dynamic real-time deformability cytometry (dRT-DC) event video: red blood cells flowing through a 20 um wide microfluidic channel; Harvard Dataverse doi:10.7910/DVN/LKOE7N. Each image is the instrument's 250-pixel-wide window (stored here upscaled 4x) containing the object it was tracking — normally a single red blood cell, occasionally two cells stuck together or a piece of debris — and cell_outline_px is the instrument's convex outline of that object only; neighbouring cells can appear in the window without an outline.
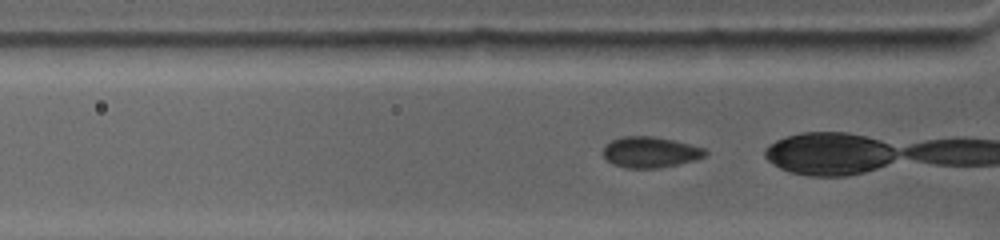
{"species": "common noctule bat (a hibernating species)", "species_latin": "Nyctalus noctula", "temperature_condition": "warm", "stored_images_in_passage": 56, "camera_frame_rate_fps": 4500, "um_per_image_px": 0.085, "animal": {"sex": "female", "body_mass_g": 19.0, "forearm_length_mm": 53.3}, "frame": {"image": 1, "passage_image": 5, "time_ms": 0.667, "image_size_px": [1000, 240], "cell_outline_px": [[708, 152], [704, 156], [696, 160], [660, 168], [624, 168], [608, 160], [604, 156], [604, 148], [612, 140], [624, 136], [652, 136], [676, 140], [704, 148]], "centroid_in_image_um": [55.32, 12.93], "position_along_channel_um": 70.5, "area_um2": 18.26}}
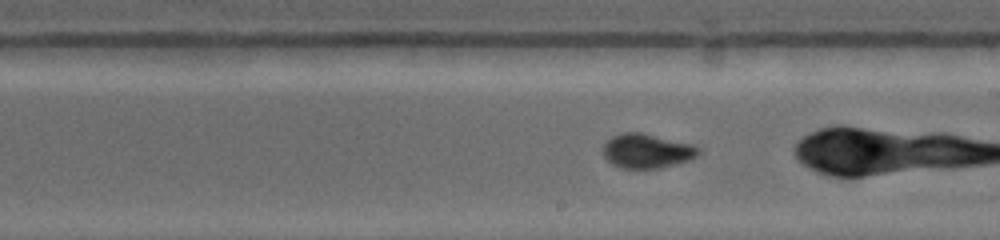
{"frame": {"image": 2, "passage_image": 32, "time_ms": 5.111, "image_size_px": [1000, 240], "cell_outline_px": [[700, 152], [696, 156], [688, 160], [660, 168], [620, 168], [612, 164], [604, 156], [604, 144], [612, 136], [624, 132], [640, 132], [692, 144], [700, 148]], "centroid_in_image_um": [54.98, 12.83], "position_along_channel_um": 234.0, "area_um2": 18.9}}
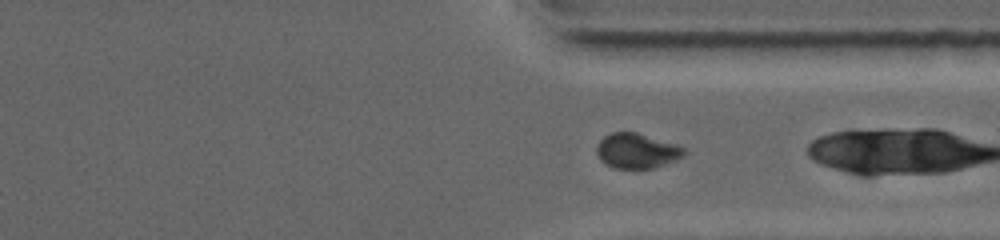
{"frame": {"image": 3, "passage_image": 50, "time_ms": 8.444, "image_size_px": [1000, 240], "cell_outline_px": [[688, 152], [684, 156], [676, 160], [652, 168], [612, 168], [604, 164], [600, 160], [596, 152], [596, 148], [600, 140], [604, 136], [612, 132], [636, 132], [676, 144], [684, 148]], "centroid_in_image_um": [54.12, 12.82], "position_along_channel_um": 357.3, "area_um2": 17.92}}